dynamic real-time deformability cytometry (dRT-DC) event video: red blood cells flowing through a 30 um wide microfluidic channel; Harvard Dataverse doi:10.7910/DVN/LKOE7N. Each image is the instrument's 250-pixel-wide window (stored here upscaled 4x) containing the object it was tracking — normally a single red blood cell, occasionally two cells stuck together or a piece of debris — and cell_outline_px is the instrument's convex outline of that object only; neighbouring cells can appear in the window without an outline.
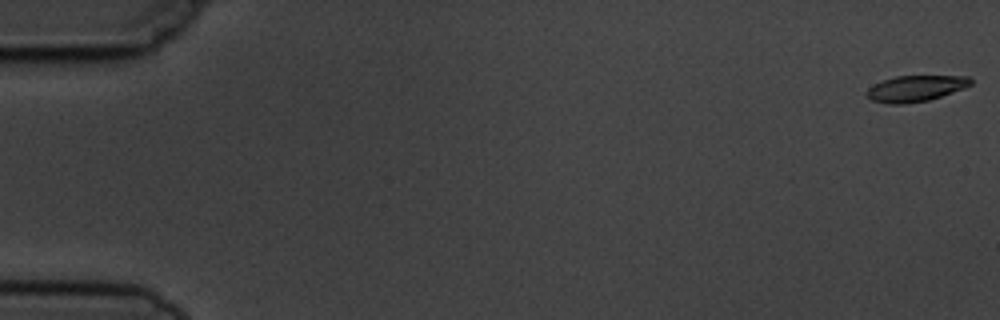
{"species": "common noctule bat (a hibernating species)", "species_latin": "Nyctalus noctula", "temperature_condition": "cold", "stored_images_in_passage": 7, "camera_frame_rate_fps": 3000, "um_per_image_px": 0.085, "animal": {"sex": "male", "body_mass_g": 19.5, "forearm_length_mm": 54.6}, "frame": {"image": 1, "passage_image": 1, "time_ms": 0.0, "image_size_px": [1000, 320], "cell_outline_px": [[972, 84], [964, 88], [928, 100], [904, 104], [888, 104], [872, 100], [864, 92], [868, 88], [884, 80], [896, 76], [968, 76], [972, 80]], "centroid_in_image_um": [77.82, 7.52], "position_along_channel_um": 7.2, "area_um2": 15.61}}
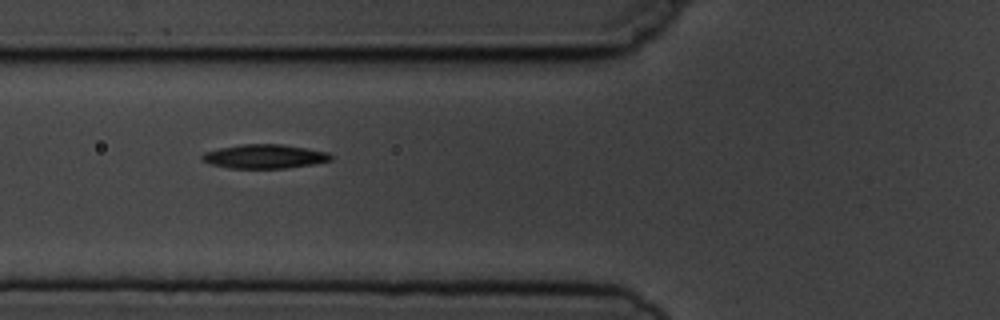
{"frame": {"image": 2, "passage_image": 6, "time_ms": 6.667, "image_size_px": [1000, 320], "cell_outline_px": [[332, 160], [312, 164], [284, 168], [228, 168], [212, 164], [204, 160], [200, 156], [204, 152], [220, 148], [240, 144], [284, 144], [308, 148], [328, 152], [332, 156]], "centroid_in_image_um": [22.5, 13.28], "position_along_channel_um": 103.3, "area_um2": 17.98}}
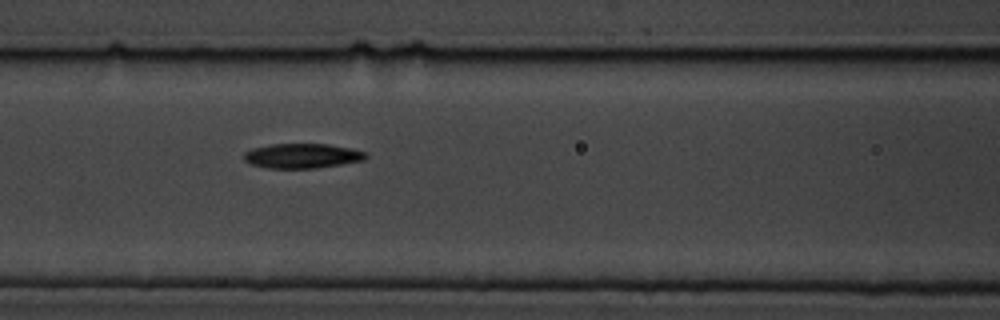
{"frame": {"image": 3, "passage_image": 7, "time_ms": 7.667, "image_size_px": [1000, 320], "cell_outline_px": [[368, 156], [364, 160], [316, 168], [268, 168], [252, 164], [244, 160], [244, 152], [252, 148], [272, 144], [328, 144], [352, 148], [364, 152]], "centroid_in_image_um": [25.68, 13.24], "position_along_channel_um": 140.9, "area_um2": 17.46}}